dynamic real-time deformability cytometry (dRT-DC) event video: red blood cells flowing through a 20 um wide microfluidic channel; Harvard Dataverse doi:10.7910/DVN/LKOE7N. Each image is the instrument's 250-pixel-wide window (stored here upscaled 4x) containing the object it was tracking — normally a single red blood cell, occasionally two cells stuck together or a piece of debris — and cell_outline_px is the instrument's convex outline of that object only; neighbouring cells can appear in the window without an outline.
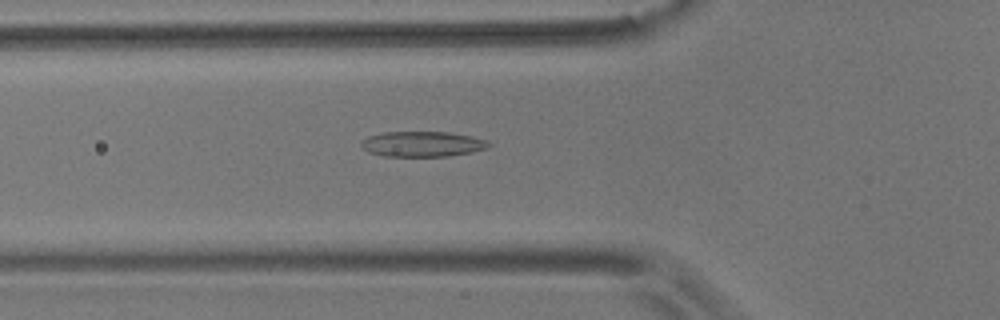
{"species": "common noctule bat (a hibernating species)", "species_latin": "Nyctalus noctula", "temperature_condition": "room temperature", "stored_images_in_passage": 23, "camera_frame_rate_fps": 3000, "um_per_image_px": 0.085, "animal": {"sex": "male", "body_mass_g": 17.9}, "frame": {"image": 1, "passage_image": 9, "time_ms": 2.667, "image_size_px": [1000, 320], "cell_outline_px": [[492, 144], [488, 148], [472, 152], [448, 156], [384, 156], [368, 152], [360, 148], [360, 140], [368, 136], [384, 132], [448, 132], [472, 136], [488, 140]], "centroid_in_image_um": [35.89, 12.24], "position_along_channel_um": 89.9, "area_um2": 19.07}}
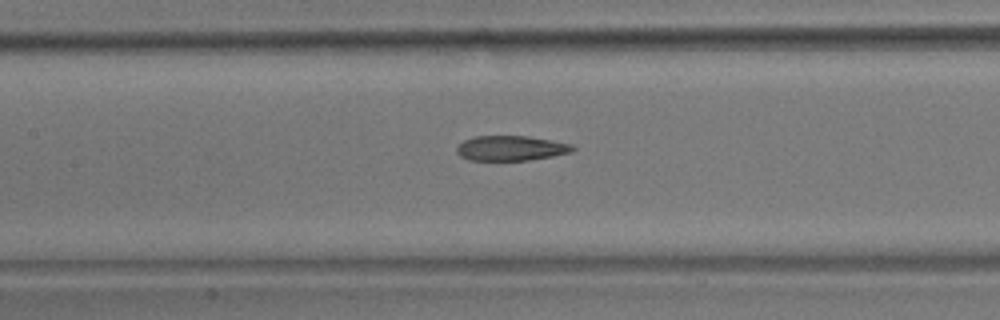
{"frame": {"image": 2, "passage_image": 15, "time_ms": 4.667, "image_size_px": [1000, 320], "cell_outline_px": [[576, 148], [572, 152], [552, 156], [528, 160], [468, 160], [460, 156], [456, 152], [456, 148], [464, 140], [472, 136], [528, 136], [552, 140], [572, 144]], "centroid_in_image_um": [43.43, 12.59], "position_along_channel_um": 164.0, "area_um2": 16.94}}
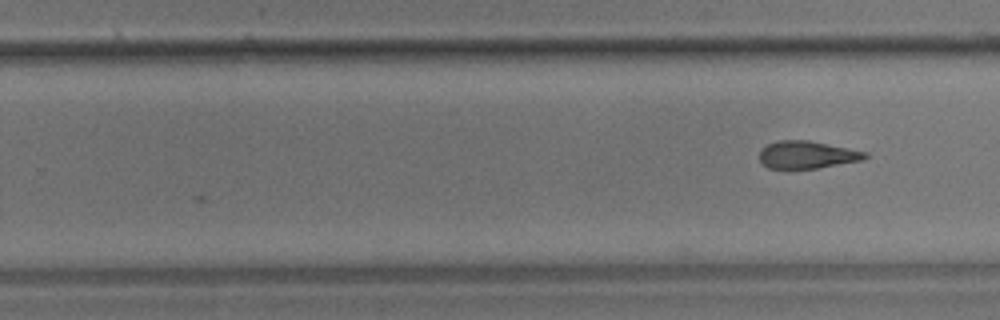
{"frame": {"image": 3, "passage_image": 23, "time_ms": 7.333, "image_size_px": [1000, 320], "cell_outline_px": [[868, 156], [864, 160], [816, 168], [768, 168], [760, 160], [760, 152], [768, 144], [776, 140], [808, 140], [868, 152]], "centroid_in_image_um": [68.63, 13.15], "position_along_channel_um": 261.2, "area_um2": 16.76}}